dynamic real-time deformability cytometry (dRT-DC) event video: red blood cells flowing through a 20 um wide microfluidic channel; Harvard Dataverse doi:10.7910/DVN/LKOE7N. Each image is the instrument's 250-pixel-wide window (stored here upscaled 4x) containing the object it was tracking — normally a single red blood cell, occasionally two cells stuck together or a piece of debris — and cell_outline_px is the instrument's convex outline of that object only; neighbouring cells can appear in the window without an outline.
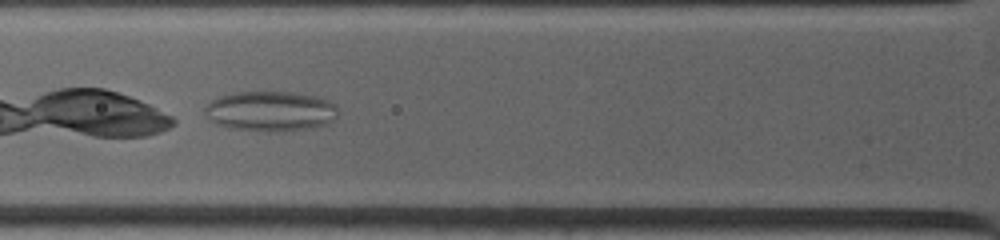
{"species": "common noctule bat (a hibernating species)", "species_latin": "Nyctalus noctula", "temperature_condition": "warm", "stored_images_in_passage": 3, "camera_frame_rate_fps": 4500, "um_per_image_px": 0.085, "animal": {"sex": "female", "body_mass_g": 19.0, "forearm_length_mm": 53.3}, "frame": {"image": 1, "passage_image": 2, "time_ms": 0.889, "image_size_px": [1000, 240], "cell_outline_px": [[340, 112], [332, 120], [324, 124], [312, 128], [268, 132], [228, 128], [216, 124], [204, 112], [204, 108], [212, 100], [220, 96], [232, 92], [292, 92], [316, 96], [328, 100], [336, 104]], "centroid_in_image_um": [23.0, 9.45], "position_along_channel_um": 102.8, "area_um2": 31.21}}